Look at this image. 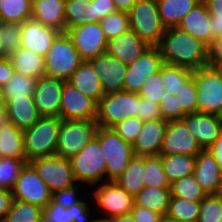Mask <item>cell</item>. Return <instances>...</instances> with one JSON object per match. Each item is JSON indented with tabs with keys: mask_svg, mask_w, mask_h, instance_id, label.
Listing matches in <instances>:
<instances>
[{
	"mask_svg": "<svg viewBox=\"0 0 222 222\" xmlns=\"http://www.w3.org/2000/svg\"><path fill=\"white\" fill-rule=\"evenodd\" d=\"M14 197L12 191L0 188V222L5 218L6 214L11 210Z\"/></svg>",
	"mask_w": 222,
	"mask_h": 222,
	"instance_id": "cell-57",
	"label": "cell"
},
{
	"mask_svg": "<svg viewBox=\"0 0 222 222\" xmlns=\"http://www.w3.org/2000/svg\"><path fill=\"white\" fill-rule=\"evenodd\" d=\"M177 97L186 114L198 112L197 88L193 76L184 84Z\"/></svg>",
	"mask_w": 222,
	"mask_h": 222,
	"instance_id": "cell-49",
	"label": "cell"
},
{
	"mask_svg": "<svg viewBox=\"0 0 222 222\" xmlns=\"http://www.w3.org/2000/svg\"><path fill=\"white\" fill-rule=\"evenodd\" d=\"M136 117L142 121L158 120L161 119L159 104L139 97V108L137 110Z\"/></svg>",
	"mask_w": 222,
	"mask_h": 222,
	"instance_id": "cell-53",
	"label": "cell"
},
{
	"mask_svg": "<svg viewBox=\"0 0 222 222\" xmlns=\"http://www.w3.org/2000/svg\"><path fill=\"white\" fill-rule=\"evenodd\" d=\"M160 222H184V221H180L178 219L171 218L167 215H163Z\"/></svg>",
	"mask_w": 222,
	"mask_h": 222,
	"instance_id": "cell-64",
	"label": "cell"
},
{
	"mask_svg": "<svg viewBox=\"0 0 222 222\" xmlns=\"http://www.w3.org/2000/svg\"><path fill=\"white\" fill-rule=\"evenodd\" d=\"M143 122L138 117L126 118L115 124L112 129L126 142L133 145L142 128Z\"/></svg>",
	"mask_w": 222,
	"mask_h": 222,
	"instance_id": "cell-50",
	"label": "cell"
},
{
	"mask_svg": "<svg viewBox=\"0 0 222 222\" xmlns=\"http://www.w3.org/2000/svg\"><path fill=\"white\" fill-rule=\"evenodd\" d=\"M143 182L144 187L170 188V182L163 171L162 160L159 155L144 157Z\"/></svg>",
	"mask_w": 222,
	"mask_h": 222,
	"instance_id": "cell-39",
	"label": "cell"
},
{
	"mask_svg": "<svg viewBox=\"0 0 222 222\" xmlns=\"http://www.w3.org/2000/svg\"><path fill=\"white\" fill-rule=\"evenodd\" d=\"M66 33L83 61H90L106 52L108 40L100 22L71 27L66 30Z\"/></svg>",
	"mask_w": 222,
	"mask_h": 222,
	"instance_id": "cell-12",
	"label": "cell"
},
{
	"mask_svg": "<svg viewBox=\"0 0 222 222\" xmlns=\"http://www.w3.org/2000/svg\"><path fill=\"white\" fill-rule=\"evenodd\" d=\"M201 151L203 149L182 119L168 122L159 155L196 156Z\"/></svg>",
	"mask_w": 222,
	"mask_h": 222,
	"instance_id": "cell-14",
	"label": "cell"
},
{
	"mask_svg": "<svg viewBox=\"0 0 222 222\" xmlns=\"http://www.w3.org/2000/svg\"><path fill=\"white\" fill-rule=\"evenodd\" d=\"M163 63L192 71L209 65V47L178 27L166 28L159 44Z\"/></svg>",
	"mask_w": 222,
	"mask_h": 222,
	"instance_id": "cell-1",
	"label": "cell"
},
{
	"mask_svg": "<svg viewBox=\"0 0 222 222\" xmlns=\"http://www.w3.org/2000/svg\"><path fill=\"white\" fill-rule=\"evenodd\" d=\"M150 47L133 30L129 29L120 36L108 40L106 53L128 66L135 62Z\"/></svg>",
	"mask_w": 222,
	"mask_h": 222,
	"instance_id": "cell-22",
	"label": "cell"
},
{
	"mask_svg": "<svg viewBox=\"0 0 222 222\" xmlns=\"http://www.w3.org/2000/svg\"><path fill=\"white\" fill-rule=\"evenodd\" d=\"M60 117L63 120H96L97 103L66 81L62 88Z\"/></svg>",
	"mask_w": 222,
	"mask_h": 222,
	"instance_id": "cell-15",
	"label": "cell"
},
{
	"mask_svg": "<svg viewBox=\"0 0 222 222\" xmlns=\"http://www.w3.org/2000/svg\"><path fill=\"white\" fill-rule=\"evenodd\" d=\"M1 58H3V57L1 56V46H0V59H1Z\"/></svg>",
	"mask_w": 222,
	"mask_h": 222,
	"instance_id": "cell-69",
	"label": "cell"
},
{
	"mask_svg": "<svg viewBox=\"0 0 222 222\" xmlns=\"http://www.w3.org/2000/svg\"><path fill=\"white\" fill-rule=\"evenodd\" d=\"M91 222H106V220L104 218L96 217Z\"/></svg>",
	"mask_w": 222,
	"mask_h": 222,
	"instance_id": "cell-65",
	"label": "cell"
},
{
	"mask_svg": "<svg viewBox=\"0 0 222 222\" xmlns=\"http://www.w3.org/2000/svg\"><path fill=\"white\" fill-rule=\"evenodd\" d=\"M6 114L8 122L18 129L26 130L32 127L41 117L34 105L33 96H14L7 101Z\"/></svg>",
	"mask_w": 222,
	"mask_h": 222,
	"instance_id": "cell-26",
	"label": "cell"
},
{
	"mask_svg": "<svg viewBox=\"0 0 222 222\" xmlns=\"http://www.w3.org/2000/svg\"><path fill=\"white\" fill-rule=\"evenodd\" d=\"M8 122V117L6 112H0V129L4 127Z\"/></svg>",
	"mask_w": 222,
	"mask_h": 222,
	"instance_id": "cell-63",
	"label": "cell"
},
{
	"mask_svg": "<svg viewBox=\"0 0 222 222\" xmlns=\"http://www.w3.org/2000/svg\"><path fill=\"white\" fill-rule=\"evenodd\" d=\"M220 63H222V36L216 37L209 47V66L217 67Z\"/></svg>",
	"mask_w": 222,
	"mask_h": 222,
	"instance_id": "cell-55",
	"label": "cell"
},
{
	"mask_svg": "<svg viewBox=\"0 0 222 222\" xmlns=\"http://www.w3.org/2000/svg\"><path fill=\"white\" fill-rule=\"evenodd\" d=\"M68 82L96 103L105 95L99 76L89 61H83L70 76Z\"/></svg>",
	"mask_w": 222,
	"mask_h": 222,
	"instance_id": "cell-28",
	"label": "cell"
},
{
	"mask_svg": "<svg viewBox=\"0 0 222 222\" xmlns=\"http://www.w3.org/2000/svg\"><path fill=\"white\" fill-rule=\"evenodd\" d=\"M177 27L202 41L208 47L214 42L215 37L210 29V14L203 1L183 17Z\"/></svg>",
	"mask_w": 222,
	"mask_h": 222,
	"instance_id": "cell-24",
	"label": "cell"
},
{
	"mask_svg": "<svg viewBox=\"0 0 222 222\" xmlns=\"http://www.w3.org/2000/svg\"><path fill=\"white\" fill-rule=\"evenodd\" d=\"M222 197L221 194L207 195L200 202V211L197 222H221Z\"/></svg>",
	"mask_w": 222,
	"mask_h": 222,
	"instance_id": "cell-46",
	"label": "cell"
},
{
	"mask_svg": "<svg viewBox=\"0 0 222 222\" xmlns=\"http://www.w3.org/2000/svg\"><path fill=\"white\" fill-rule=\"evenodd\" d=\"M7 101L3 94L2 87H0V112H6Z\"/></svg>",
	"mask_w": 222,
	"mask_h": 222,
	"instance_id": "cell-62",
	"label": "cell"
},
{
	"mask_svg": "<svg viewBox=\"0 0 222 222\" xmlns=\"http://www.w3.org/2000/svg\"><path fill=\"white\" fill-rule=\"evenodd\" d=\"M207 150L215 158L219 169L222 172V132L216 141Z\"/></svg>",
	"mask_w": 222,
	"mask_h": 222,
	"instance_id": "cell-59",
	"label": "cell"
},
{
	"mask_svg": "<svg viewBox=\"0 0 222 222\" xmlns=\"http://www.w3.org/2000/svg\"><path fill=\"white\" fill-rule=\"evenodd\" d=\"M98 186V187H97ZM92 197L96 209L103 216L100 218L109 219L123 214H129L133 208V196L119 187L114 181H106L95 185ZM94 195V196H93Z\"/></svg>",
	"mask_w": 222,
	"mask_h": 222,
	"instance_id": "cell-10",
	"label": "cell"
},
{
	"mask_svg": "<svg viewBox=\"0 0 222 222\" xmlns=\"http://www.w3.org/2000/svg\"><path fill=\"white\" fill-rule=\"evenodd\" d=\"M182 120L203 150H207L222 132V122L217 115L197 112L186 114Z\"/></svg>",
	"mask_w": 222,
	"mask_h": 222,
	"instance_id": "cell-21",
	"label": "cell"
},
{
	"mask_svg": "<svg viewBox=\"0 0 222 222\" xmlns=\"http://www.w3.org/2000/svg\"><path fill=\"white\" fill-rule=\"evenodd\" d=\"M65 0H32V19L66 32Z\"/></svg>",
	"mask_w": 222,
	"mask_h": 222,
	"instance_id": "cell-27",
	"label": "cell"
},
{
	"mask_svg": "<svg viewBox=\"0 0 222 222\" xmlns=\"http://www.w3.org/2000/svg\"><path fill=\"white\" fill-rule=\"evenodd\" d=\"M216 68L222 73V63H220Z\"/></svg>",
	"mask_w": 222,
	"mask_h": 222,
	"instance_id": "cell-66",
	"label": "cell"
},
{
	"mask_svg": "<svg viewBox=\"0 0 222 222\" xmlns=\"http://www.w3.org/2000/svg\"><path fill=\"white\" fill-rule=\"evenodd\" d=\"M210 14V29L216 38L222 36V0H202Z\"/></svg>",
	"mask_w": 222,
	"mask_h": 222,
	"instance_id": "cell-51",
	"label": "cell"
},
{
	"mask_svg": "<svg viewBox=\"0 0 222 222\" xmlns=\"http://www.w3.org/2000/svg\"><path fill=\"white\" fill-rule=\"evenodd\" d=\"M66 30L90 22H97L95 0H65Z\"/></svg>",
	"mask_w": 222,
	"mask_h": 222,
	"instance_id": "cell-31",
	"label": "cell"
},
{
	"mask_svg": "<svg viewBox=\"0 0 222 222\" xmlns=\"http://www.w3.org/2000/svg\"><path fill=\"white\" fill-rule=\"evenodd\" d=\"M163 64L160 51L157 47H150L135 62L127 66L123 90L138 93L145 79L158 72Z\"/></svg>",
	"mask_w": 222,
	"mask_h": 222,
	"instance_id": "cell-17",
	"label": "cell"
},
{
	"mask_svg": "<svg viewBox=\"0 0 222 222\" xmlns=\"http://www.w3.org/2000/svg\"><path fill=\"white\" fill-rule=\"evenodd\" d=\"M78 185L75 184L69 188H65L62 190H58L52 193V201L54 203L62 205L64 208H70L72 205L79 203L83 198V196H79L80 191L78 189Z\"/></svg>",
	"mask_w": 222,
	"mask_h": 222,
	"instance_id": "cell-52",
	"label": "cell"
},
{
	"mask_svg": "<svg viewBox=\"0 0 222 222\" xmlns=\"http://www.w3.org/2000/svg\"><path fill=\"white\" fill-rule=\"evenodd\" d=\"M70 162L77 183L87 184L93 190V186L106 182V159L96 137Z\"/></svg>",
	"mask_w": 222,
	"mask_h": 222,
	"instance_id": "cell-4",
	"label": "cell"
},
{
	"mask_svg": "<svg viewBox=\"0 0 222 222\" xmlns=\"http://www.w3.org/2000/svg\"><path fill=\"white\" fill-rule=\"evenodd\" d=\"M103 88L104 94L123 90L127 66L106 52L89 61Z\"/></svg>",
	"mask_w": 222,
	"mask_h": 222,
	"instance_id": "cell-18",
	"label": "cell"
},
{
	"mask_svg": "<svg viewBox=\"0 0 222 222\" xmlns=\"http://www.w3.org/2000/svg\"><path fill=\"white\" fill-rule=\"evenodd\" d=\"M53 193L77 184L70 159L59 156L37 158L29 162Z\"/></svg>",
	"mask_w": 222,
	"mask_h": 222,
	"instance_id": "cell-11",
	"label": "cell"
},
{
	"mask_svg": "<svg viewBox=\"0 0 222 222\" xmlns=\"http://www.w3.org/2000/svg\"><path fill=\"white\" fill-rule=\"evenodd\" d=\"M159 107L162 119L168 122L181 120L186 115L178 101V97L169 92H164Z\"/></svg>",
	"mask_w": 222,
	"mask_h": 222,
	"instance_id": "cell-48",
	"label": "cell"
},
{
	"mask_svg": "<svg viewBox=\"0 0 222 222\" xmlns=\"http://www.w3.org/2000/svg\"><path fill=\"white\" fill-rule=\"evenodd\" d=\"M199 211L200 202L171 196L166 215L184 222H197Z\"/></svg>",
	"mask_w": 222,
	"mask_h": 222,
	"instance_id": "cell-40",
	"label": "cell"
},
{
	"mask_svg": "<svg viewBox=\"0 0 222 222\" xmlns=\"http://www.w3.org/2000/svg\"><path fill=\"white\" fill-rule=\"evenodd\" d=\"M65 82L46 75L37 79L32 96L34 105L41 116L60 117L61 95Z\"/></svg>",
	"mask_w": 222,
	"mask_h": 222,
	"instance_id": "cell-16",
	"label": "cell"
},
{
	"mask_svg": "<svg viewBox=\"0 0 222 222\" xmlns=\"http://www.w3.org/2000/svg\"><path fill=\"white\" fill-rule=\"evenodd\" d=\"M130 29L149 46L156 47L166 27L164 26L156 0H138L128 11Z\"/></svg>",
	"mask_w": 222,
	"mask_h": 222,
	"instance_id": "cell-3",
	"label": "cell"
},
{
	"mask_svg": "<svg viewBox=\"0 0 222 222\" xmlns=\"http://www.w3.org/2000/svg\"><path fill=\"white\" fill-rule=\"evenodd\" d=\"M96 120H62L55 155L70 159L79 154L97 134Z\"/></svg>",
	"mask_w": 222,
	"mask_h": 222,
	"instance_id": "cell-8",
	"label": "cell"
},
{
	"mask_svg": "<svg viewBox=\"0 0 222 222\" xmlns=\"http://www.w3.org/2000/svg\"><path fill=\"white\" fill-rule=\"evenodd\" d=\"M32 16V0H3L0 21L22 24Z\"/></svg>",
	"mask_w": 222,
	"mask_h": 222,
	"instance_id": "cell-38",
	"label": "cell"
},
{
	"mask_svg": "<svg viewBox=\"0 0 222 222\" xmlns=\"http://www.w3.org/2000/svg\"><path fill=\"white\" fill-rule=\"evenodd\" d=\"M36 82L37 79L33 77L21 75L15 72L11 79L6 83V85L2 87L6 101L14 96H32L36 86Z\"/></svg>",
	"mask_w": 222,
	"mask_h": 222,
	"instance_id": "cell-43",
	"label": "cell"
},
{
	"mask_svg": "<svg viewBox=\"0 0 222 222\" xmlns=\"http://www.w3.org/2000/svg\"><path fill=\"white\" fill-rule=\"evenodd\" d=\"M2 1L3 0H0V12H1V7H2Z\"/></svg>",
	"mask_w": 222,
	"mask_h": 222,
	"instance_id": "cell-68",
	"label": "cell"
},
{
	"mask_svg": "<svg viewBox=\"0 0 222 222\" xmlns=\"http://www.w3.org/2000/svg\"><path fill=\"white\" fill-rule=\"evenodd\" d=\"M12 194L15 200L31 203L41 208L52 200V192L49 187L29 163H26L21 169Z\"/></svg>",
	"mask_w": 222,
	"mask_h": 222,
	"instance_id": "cell-13",
	"label": "cell"
},
{
	"mask_svg": "<svg viewBox=\"0 0 222 222\" xmlns=\"http://www.w3.org/2000/svg\"><path fill=\"white\" fill-rule=\"evenodd\" d=\"M1 157L25 159L23 130L12 123H7L0 129Z\"/></svg>",
	"mask_w": 222,
	"mask_h": 222,
	"instance_id": "cell-33",
	"label": "cell"
},
{
	"mask_svg": "<svg viewBox=\"0 0 222 222\" xmlns=\"http://www.w3.org/2000/svg\"><path fill=\"white\" fill-rule=\"evenodd\" d=\"M197 88L198 112L217 115L222 109V73L212 66L193 71Z\"/></svg>",
	"mask_w": 222,
	"mask_h": 222,
	"instance_id": "cell-9",
	"label": "cell"
},
{
	"mask_svg": "<svg viewBox=\"0 0 222 222\" xmlns=\"http://www.w3.org/2000/svg\"><path fill=\"white\" fill-rule=\"evenodd\" d=\"M144 157L134 156L114 182L133 197L144 187Z\"/></svg>",
	"mask_w": 222,
	"mask_h": 222,
	"instance_id": "cell-34",
	"label": "cell"
},
{
	"mask_svg": "<svg viewBox=\"0 0 222 222\" xmlns=\"http://www.w3.org/2000/svg\"><path fill=\"white\" fill-rule=\"evenodd\" d=\"M160 18L166 28L177 27L202 0H156Z\"/></svg>",
	"mask_w": 222,
	"mask_h": 222,
	"instance_id": "cell-32",
	"label": "cell"
},
{
	"mask_svg": "<svg viewBox=\"0 0 222 222\" xmlns=\"http://www.w3.org/2000/svg\"><path fill=\"white\" fill-rule=\"evenodd\" d=\"M170 193L172 197L183 198L192 202H201L207 196L194 174L172 182L170 184Z\"/></svg>",
	"mask_w": 222,
	"mask_h": 222,
	"instance_id": "cell-37",
	"label": "cell"
},
{
	"mask_svg": "<svg viewBox=\"0 0 222 222\" xmlns=\"http://www.w3.org/2000/svg\"><path fill=\"white\" fill-rule=\"evenodd\" d=\"M130 213L132 214L135 222H160L162 218V215L134 204Z\"/></svg>",
	"mask_w": 222,
	"mask_h": 222,
	"instance_id": "cell-54",
	"label": "cell"
},
{
	"mask_svg": "<svg viewBox=\"0 0 222 222\" xmlns=\"http://www.w3.org/2000/svg\"><path fill=\"white\" fill-rule=\"evenodd\" d=\"M97 22L105 18L108 14L116 12L114 0H95Z\"/></svg>",
	"mask_w": 222,
	"mask_h": 222,
	"instance_id": "cell-56",
	"label": "cell"
},
{
	"mask_svg": "<svg viewBox=\"0 0 222 222\" xmlns=\"http://www.w3.org/2000/svg\"><path fill=\"white\" fill-rule=\"evenodd\" d=\"M168 121L161 119L144 121L133 143L135 156H158L165 136Z\"/></svg>",
	"mask_w": 222,
	"mask_h": 222,
	"instance_id": "cell-20",
	"label": "cell"
},
{
	"mask_svg": "<svg viewBox=\"0 0 222 222\" xmlns=\"http://www.w3.org/2000/svg\"><path fill=\"white\" fill-rule=\"evenodd\" d=\"M163 79L161 78V67L160 70L145 79L143 87L138 92L139 97L154 101L160 104L162 96L165 92L163 86Z\"/></svg>",
	"mask_w": 222,
	"mask_h": 222,
	"instance_id": "cell-47",
	"label": "cell"
},
{
	"mask_svg": "<svg viewBox=\"0 0 222 222\" xmlns=\"http://www.w3.org/2000/svg\"><path fill=\"white\" fill-rule=\"evenodd\" d=\"M159 156L162 160L163 171L170 184L194 172L196 156L184 154Z\"/></svg>",
	"mask_w": 222,
	"mask_h": 222,
	"instance_id": "cell-35",
	"label": "cell"
},
{
	"mask_svg": "<svg viewBox=\"0 0 222 222\" xmlns=\"http://www.w3.org/2000/svg\"><path fill=\"white\" fill-rule=\"evenodd\" d=\"M138 93L121 90L105 94L97 103L96 122L99 127L112 128L126 118L136 117Z\"/></svg>",
	"mask_w": 222,
	"mask_h": 222,
	"instance_id": "cell-6",
	"label": "cell"
},
{
	"mask_svg": "<svg viewBox=\"0 0 222 222\" xmlns=\"http://www.w3.org/2000/svg\"><path fill=\"white\" fill-rule=\"evenodd\" d=\"M170 197V188L146 186L133 197V202L163 216L167 213Z\"/></svg>",
	"mask_w": 222,
	"mask_h": 222,
	"instance_id": "cell-30",
	"label": "cell"
},
{
	"mask_svg": "<svg viewBox=\"0 0 222 222\" xmlns=\"http://www.w3.org/2000/svg\"><path fill=\"white\" fill-rule=\"evenodd\" d=\"M96 138L106 159V181H114L135 156L133 146L123 140L112 128L99 127Z\"/></svg>",
	"mask_w": 222,
	"mask_h": 222,
	"instance_id": "cell-7",
	"label": "cell"
},
{
	"mask_svg": "<svg viewBox=\"0 0 222 222\" xmlns=\"http://www.w3.org/2000/svg\"><path fill=\"white\" fill-rule=\"evenodd\" d=\"M107 40L116 38L130 29L128 12L116 11L99 21Z\"/></svg>",
	"mask_w": 222,
	"mask_h": 222,
	"instance_id": "cell-45",
	"label": "cell"
},
{
	"mask_svg": "<svg viewBox=\"0 0 222 222\" xmlns=\"http://www.w3.org/2000/svg\"><path fill=\"white\" fill-rule=\"evenodd\" d=\"M193 76V71L182 67L163 63L161 65L162 86L165 92L177 96L184 84Z\"/></svg>",
	"mask_w": 222,
	"mask_h": 222,
	"instance_id": "cell-36",
	"label": "cell"
},
{
	"mask_svg": "<svg viewBox=\"0 0 222 222\" xmlns=\"http://www.w3.org/2000/svg\"><path fill=\"white\" fill-rule=\"evenodd\" d=\"M86 200L82 199L70 208H64L51 200L43 208L40 222H91L93 218L90 216V210L92 209Z\"/></svg>",
	"mask_w": 222,
	"mask_h": 222,
	"instance_id": "cell-25",
	"label": "cell"
},
{
	"mask_svg": "<svg viewBox=\"0 0 222 222\" xmlns=\"http://www.w3.org/2000/svg\"><path fill=\"white\" fill-rule=\"evenodd\" d=\"M193 174L206 195L220 194L222 191V172L208 150L196 155Z\"/></svg>",
	"mask_w": 222,
	"mask_h": 222,
	"instance_id": "cell-23",
	"label": "cell"
},
{
	"mask_svg": "<svg viewBox=\"0 0 222 222\" xmlns=\"http://www.w3.org/2000/svg\"><path fill=\"white\" fill-rule=\"evenodd\" d=\"M44 58L45 75L64 81H68L83 62L66 32L60 33L56 37Z\"/></svg>",
	"mask_w": 222,
	"mask_h": 222,
	"instance_id": "cell-5",
	"label": "cell"
},
{
	"mask_svg": "<svg viewBox=\"0 0 222 222\" xmlns=\"http://www.w3.org/2000/svg\"><path fill=\"white\" fill-rule=\"evenodd\" d=\"M218 119L222 122V109L221 112L218 114Z\"/></svg>",
	"mask_w": 222,
	"mask_h": 222,
	"instance_id": "cell-67",
	"label": "cell"
},
{
	"mask_svg": "<svg viewBox=\"0 0 222 222\" xmlns=\"http://www.w3.org/2000/svg\"><path fill=\"white\" fill-rule=\"evenodd\" d=\"M62 120L61 117L41 116L32 127L23 130L27 163L55 155Z\"/></svg>",
	"mask_w": 222,
	"mask_h": 222,
	"instance_id": "cell-2",
	"label": "cell"
},
{
	"mask_svg": "<svg viewBox=\"0 0 222 222\" xmlns=\"http://www.w3.org/2000/svg\"><path fill=\"white\" fill-rule=\"evenodd\" d=\"M138 0H114L117 11L128 12Z\"/></svg>",
	"mask_w": 222,
	"mask_h": 222,
	"instance_id": "cell-60",
	"label": "cell"
},
{
	"mask_svg": "<svg viewBox=\"0 0 222 222\" xmlns=\"http://www.w3.org/2000/svg\"><path fill=\"white\" fill-rule=\"evenodd\" d=\"M25 159L9 157L0 158V188L12 191L21 169L26 164Z\"/></svg>",
	"mask_w": 222,
	"mask_h": 222,
	"instance_id": "cell-44",
	"label": "cell"
},
{
	"mask_svg": "<svg viewBox=\"0 0 222 222\" xmlns=\"http://www.w3.org/2000/svg\"><path fill=\"white\" fill-rule=\"evenodd\" d=\"M42 211L37 205L14 199L11 210L1 222H40Z\"/></svg>",
	"mask_w": 222,
	"mask_h": 222,
	"instance_id": "cell-42",
	"label": "cell"
},
{
	"mask_svg": "<svg viewBox=\"0 0 222 222\" xmlns=\"http://www.w3.org/2000/svg\"><path fill=\"white\" fill-rule=\"evenodd\" d=\"M15 72L38 79L45 75V58L20 46L8 57Z\"/></svg>",
	"mask_w": 222,
	"mask_h": 222,
	"instance_id": "cell-29",
	"label": "cell"
},
{
	"mask_svg": "<svg viewBox=\"0 0 222 222\" xmlns=\"http://www.w3.org/2000/svg\"><path fill=\"white\" fill-rule=\"evenodd\" d=\"M106 222H135L131 213L106 219Z\"/></svg>",
	"mask_w": 222,
	"mask_h": 222,
	"instance_id": "cell-61",
	"label": "cell"
},
{
	"mask_svg": "<svg viewBox=\"0 0 222 222\" xmlns=\"http://www.w3.org/2000/svg\"><path fill=\"white\" fill-rule=\"evenodd\" d=\"M0 46L5 58L21 46V24L0 21Z\"/></svg>",
	"mask_w": 222,
	"mask_h": 222,
	"instance_id": "cell-41",
	"label": "cell"
},
{
	"mask_svg": "<svg viewBox=\"0 0 222 222\" xmlns=\"http://www.w3.org/2000/svg\"><path fill=\"white\" fill-rule=\"evenodd\" d=\"M15 71L8 58L0 59V87H4L6 83L14 75Z\"/></svg>",
	"mask_w": 222,
	"mask_h": 222,
	"instance_id": "cell-58",
	"label": "cell"
},
{
	"mask_svg": "<svg viewBox=\"0 0 222 222\" xmlns=\"http://www.w3.org/2000/svg\"><path fill=\"white\" fill-rule=\"evenodd\" d=\"M60 33L59 30L30 18L21 24V46L45 57Z\"/></svg>",
	"mask_w": 222,
	"mask_h": 222,
	"instance_id": "cell-19",
	"label": "cell"
}]
</instances>
